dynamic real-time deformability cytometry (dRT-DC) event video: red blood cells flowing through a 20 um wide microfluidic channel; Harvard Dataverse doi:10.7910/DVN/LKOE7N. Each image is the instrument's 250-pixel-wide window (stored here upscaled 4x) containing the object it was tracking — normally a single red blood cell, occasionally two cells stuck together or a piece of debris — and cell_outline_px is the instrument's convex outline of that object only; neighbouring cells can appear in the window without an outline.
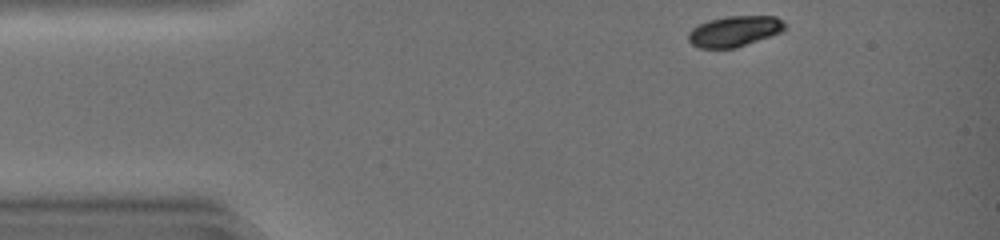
{"species": "common noctule bat (a hibernating species)", "species_latin": "Nyctalus noctula", "temperature_condition": "warm", "stored_images_in_passage": 24, "camera_frame_rate_fps": 3000, "um_per_image_px": 0.085, "animal": {"sex": "female", "body_mass_g": 19.0, "forearm_length_mm": 51.5}, "frame": {"image": 1, "passage_image": 1, "time_ms": 0.0, "image_size_px": [1000, 240], "cell_outline_px": [[784, 32], [736, 48], [700, 48], [692, 44], [688, 40], [688, 32], [692, 28], [708, 20], [728, 16], [776, 16], [784, 20]], "centroid_in_image_um": [62.45, 2.66], "position_along_channel_um": 22.5, "area_um2": 17.4}}
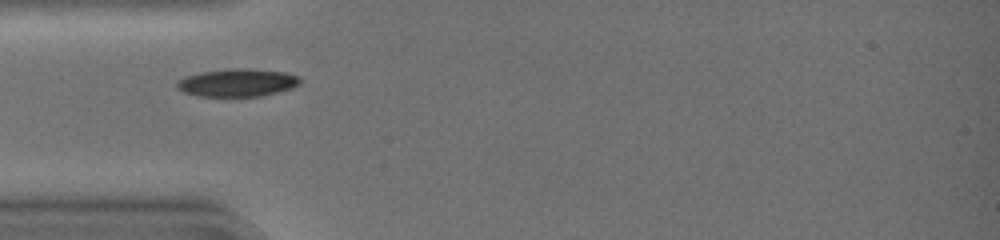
{"frame": {"image": 2, "passage_image": 9, "time_ms": 2.667, "image_size_px": [1000, 240], "cell_outline_px": [[300, 84], [292, 88], [260, 96], [196, 96], [184, 92], [176, 88], [176, 84], [184, 76], [200, 72], [232, 68], [248, 68], [284, 72], [300, 76]], "centroid_in_image_um": [20.17, 7.02], "position_along_channel_um": 64.8, "area_um2": 20.0}}
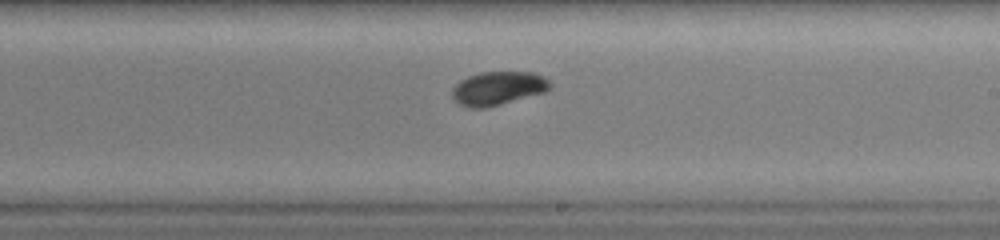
{"frame": {"image": 3, "passage_image": 22, "time_ms": 7.0, "image_size_px": [1000, 240], "cell_outline_px": [[552, 88], [544, 92], [488, 108], [468, 108], [452, 100], [452, 88], [460, 80], [468, 76], [480, 72], [532, 72], [544, 76], [552, 84]], "centroid_in_image_um": [42.32, 7.51], "position_along_channel_um": 246.7, "area_um2": 19.42}}